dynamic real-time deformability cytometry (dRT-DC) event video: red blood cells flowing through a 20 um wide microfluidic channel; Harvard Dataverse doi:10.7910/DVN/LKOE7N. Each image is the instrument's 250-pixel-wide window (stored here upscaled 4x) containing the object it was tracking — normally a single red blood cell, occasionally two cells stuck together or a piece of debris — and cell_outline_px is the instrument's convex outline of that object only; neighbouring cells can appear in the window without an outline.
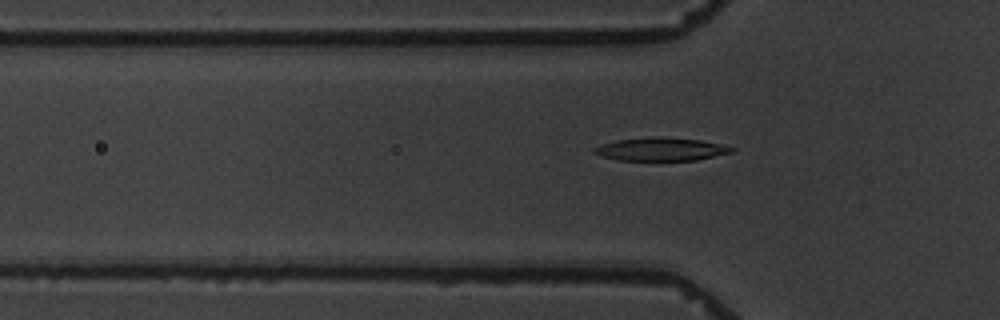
{"species": "common noctule bat (a hibernating species)", "species_latin": "Nyctalus noctula", "temperature_condition": "warm", "stored_images_in_passage": 8, "camera_frame_rate_fps": 3000, "um_per_image_px": 0.085, "animal": {"sex": "male", "body_mass_g": 19.5, "forearm_length_mm": 54.6}, "frame": {"image": 1, "passage_image": 7, "time_ms": 8.0, "image_size_px": [1000, 320], "cell_outline_px": [[736, 148], [732, 152], [696, 160], [616, 160], [600, 156], [592, 152], [592, 148], [616, 140], [652, 136], [664, 136], [700, 140], [720, 144]], "centroid_in_image_um": [56.15, 12.67], "position_along_channel_um": 69.7, "area_um2": 18.61}}
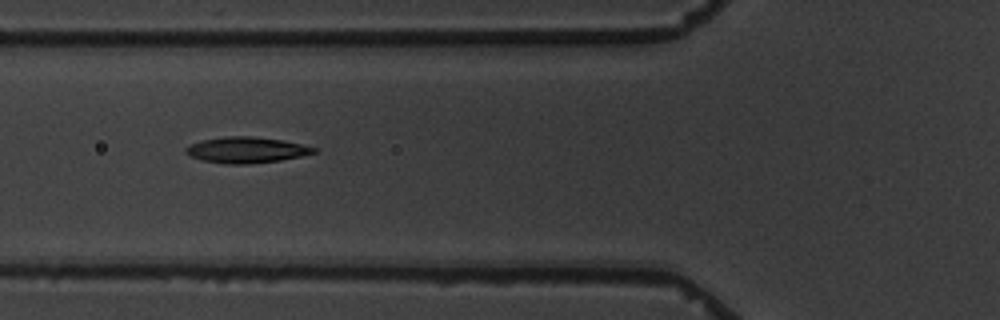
{"frame": {"image": 2, "passage_image": 8, "time_ms": 9.0, "image_size_px": [1000, 320], "cell_outline_px": [[316, 152], [300, 156], [280, 160], [248, 164], [224, 164], [204, 160], [188, 156], [184, 152], [184, 148], [192, 144], [204, 140], [224, 136], [252, 136], [284, 140], [316, 148]], "centroid_in_image_um": [20.91, 12.74], "position_along_channel_um": 104.9, "area_um2": 19.25}}